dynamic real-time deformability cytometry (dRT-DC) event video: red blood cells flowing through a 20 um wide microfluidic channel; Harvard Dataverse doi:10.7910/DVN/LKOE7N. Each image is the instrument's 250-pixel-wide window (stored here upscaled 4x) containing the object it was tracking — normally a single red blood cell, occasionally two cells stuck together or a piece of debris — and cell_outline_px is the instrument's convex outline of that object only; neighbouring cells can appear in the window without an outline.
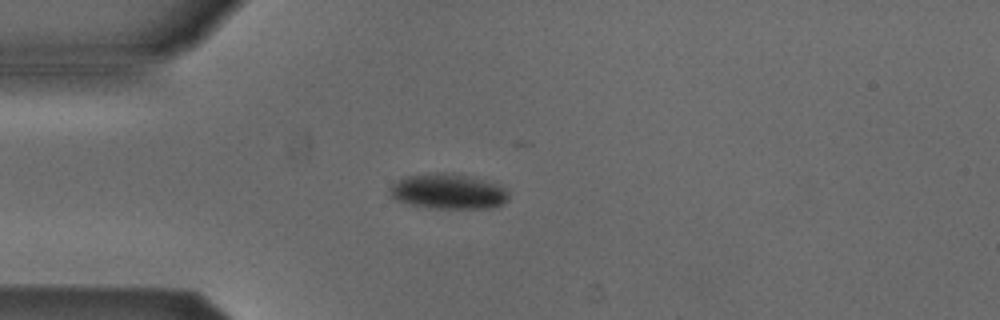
{"species": "Egyptian fruit bat (a non-hibernating species)", "species_latin": "Rousettus aegyptiacus", "temperature_condition": "cold", "stored_images_in_passage": 4, "camera_frame_rate_fps": 3000, "um_per_image_px": 0.085, "animal": {"sex": "male"}, "frame": {"image": 1, "passage_image": 3, "time_ms": 0.667, "image_size_px": [1000, 320], "cell_outline_px": [[508, 200], [504, 204], [496, 208], [428, 208], [408, 204], [396, 200], [388, 192], [388, 188], [392, 184], [404, 176], [440, 172], [444, 172], [468, 176], [496, 184], [504, 188], [508, 192]], "centroid_in_image_um": [38.07, 16.28], "position_along_channel_um": 46.9, "area_um2": 24.51}}